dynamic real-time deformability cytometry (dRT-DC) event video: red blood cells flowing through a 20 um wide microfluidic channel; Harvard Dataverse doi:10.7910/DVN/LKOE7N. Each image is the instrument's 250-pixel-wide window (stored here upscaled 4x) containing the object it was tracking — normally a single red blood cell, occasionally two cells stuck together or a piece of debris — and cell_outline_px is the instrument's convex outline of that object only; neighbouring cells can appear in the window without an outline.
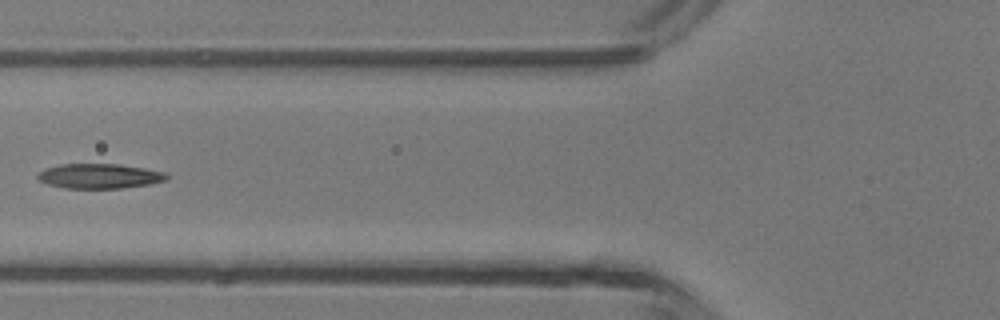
{"species": "common noctule bat (a hibernating species)", "species_latin": "Nyctalus noctula", "temperature_condition": "room temperature", "stored_images_in_passage": 4, "camera_frame_rate_fps": 3000, "um_per_image_px": 0.085, "animal": {"sex": "male", "body_mass_g": 13.3}, "frame": {"image": 1, "passage_image": 4, "time_ms": 1.0, "image_size_px": [1000, 320], "cell_outline_px": [[168, 180], [148, 184], [124, 188], [64, 188], [48, 184], [40, 180], [36, 176], [40, 172], [48, 168], [60, 164], [116, 164], [144, 168], [164, 172], [168, 176]], "centroid_in_image_um": [8.47, 14.97], "position_along_channel_um": 117.3, "area_um2": 18.44}}